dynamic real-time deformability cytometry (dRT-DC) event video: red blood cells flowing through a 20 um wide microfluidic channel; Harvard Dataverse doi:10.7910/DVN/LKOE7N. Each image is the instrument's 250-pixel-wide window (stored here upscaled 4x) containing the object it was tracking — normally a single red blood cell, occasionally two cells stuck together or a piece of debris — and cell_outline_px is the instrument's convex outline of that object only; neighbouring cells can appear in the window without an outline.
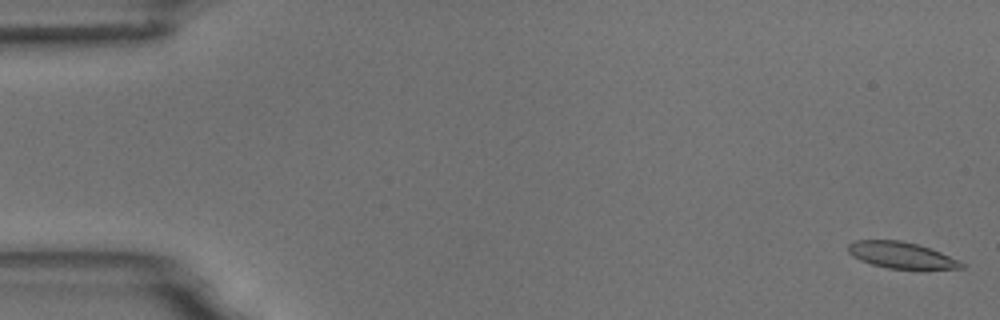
{"species": "common noctule bat (a hibernating species)", "species_latin": "Nyctalus noctula", "temperature_condition": "room temperature", "stored_images_in_passage": 8, "camera_frame_rate_fps": 3000, "um_per_image_px": 0.085, "animal": {"sex": "male", "body_mass_g": 18.8}, "frame": {"image": 1, "passage_image": 1, "time_ms": 0.0, "image_size_px": [1000, 320], "cell_outline_px": [[964, 268], [920, 272], [888, 268], [872, 264], [860, 260], [852, 256], [848, 252], [848, 244], [856, 240], [900, 240], [916, 244], [940, 252], [960, 260], [964, 264]], "centroid_in_image_um": [76.69, 21.75], "position_along_channel_um": 8.3, "area_um2": 18.15}}
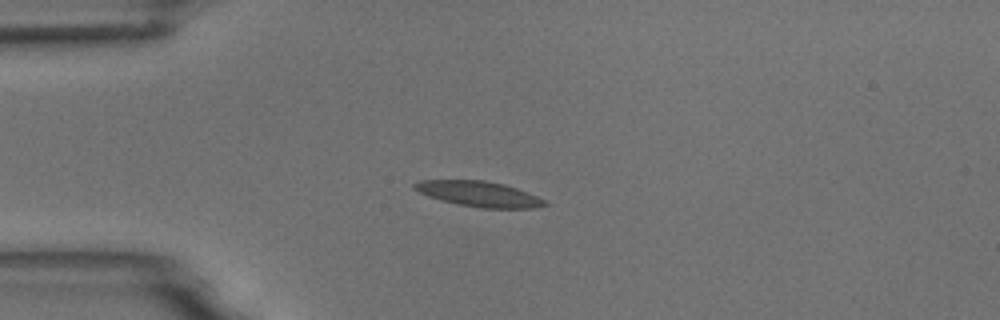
{"frame": {"image": 2, "passage_image": 4, "time_ms": 4.333, "image_size_px": [1000, 320], "cell_outline_px": [[548, 204], [536, 208], [480, 208], [456, 204], [440, 200], [428, 196], [412, 188], [412, 184], [420, 180], [484, 180], [504, 184], [516, 188], [536, 196], [544, 200]], "centroid_in_image_um": [40.67, 16.48], "position_along_channel_um": 44.3, "area_um2": 19.25}}